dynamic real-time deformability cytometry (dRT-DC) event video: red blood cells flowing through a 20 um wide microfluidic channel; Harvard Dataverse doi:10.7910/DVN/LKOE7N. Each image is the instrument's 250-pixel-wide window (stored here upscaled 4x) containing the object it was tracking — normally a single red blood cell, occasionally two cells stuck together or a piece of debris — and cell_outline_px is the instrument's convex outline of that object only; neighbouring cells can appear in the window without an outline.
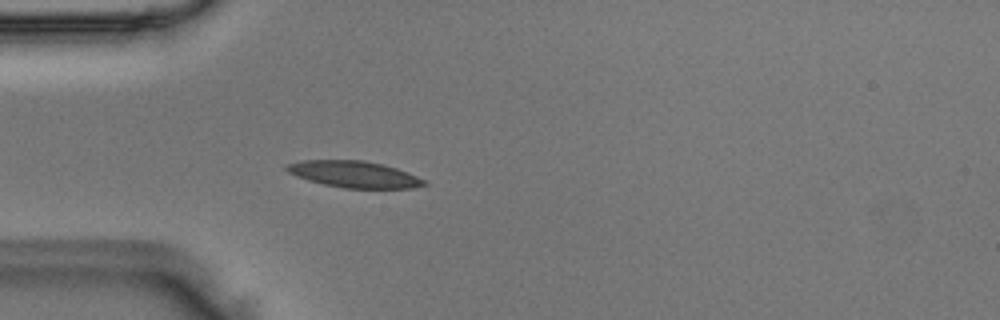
{"species": "Egyptian fruit bat (a non-hibernating species)", "species_latin": "Rousettus aegyptiacus", "temperature_condition": "room temperature", "stored_images_in_passage": 50, "camera_frame_rate_fps": 3000, "um_per_image_px": 0.085, "animal": {"sex": "male"}, "frame": {"image": 1, "passage_image": 14, "time_ms": 4.333, "image_size_px": [1000, 320], "cell_outline_px": [[428, 184], [412, 188], [344, 188], [324, 184], [308, 180], [296, 176], [288, 172], [284, 168], [284, 164], [304, 160], [364, 160], [396, 168], [416, 176], [424, 180]], "centroid_in_image_um": [30.05, 14.81], "position_along_channel_um": 55.0, "area_um2": 21.1}}
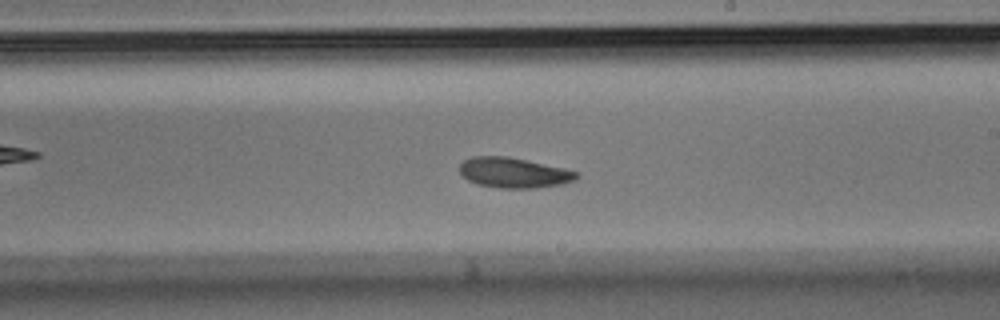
{"frame": {"image": 2, "passage_image": 29, "time_ms": 9.333, "image_size_px": [1000, 320], "cell_outline_px": [[580, 176], [576, 180], [560, 184], [536, 188], [500, 188], [476, 184], [468, 180], [460, 172], [460, 164], [464, 160], [472, 156], [508, 156], [564, 168], [576, 172]], "centroid_in_image_um": [43.66, 14.68], "position_along_channel_um": 245.3, "area_um2": 20.58}}
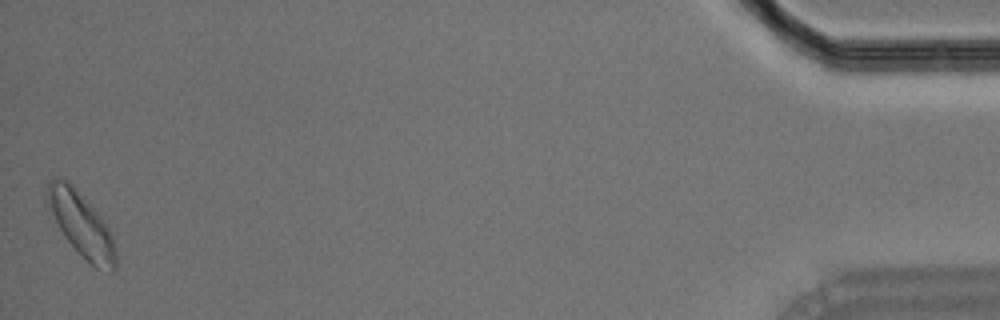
{"frame": {"image": 3, "passage_image": 50, "time_ms": 16.333, "image_size_px": [1000, 320], "cell_outline_px": [[116, 268], [112, 272], [96, 268], [64, 236], [44, 204], [44, 200], [48, 180], [68, 180], [72, 184], [104, 220], [112, 236], [116, 248]], "centroid_in_image_um": [6.88, 19.05], "position_along_channel_um": 428.3, "area_um2": 25.43}}